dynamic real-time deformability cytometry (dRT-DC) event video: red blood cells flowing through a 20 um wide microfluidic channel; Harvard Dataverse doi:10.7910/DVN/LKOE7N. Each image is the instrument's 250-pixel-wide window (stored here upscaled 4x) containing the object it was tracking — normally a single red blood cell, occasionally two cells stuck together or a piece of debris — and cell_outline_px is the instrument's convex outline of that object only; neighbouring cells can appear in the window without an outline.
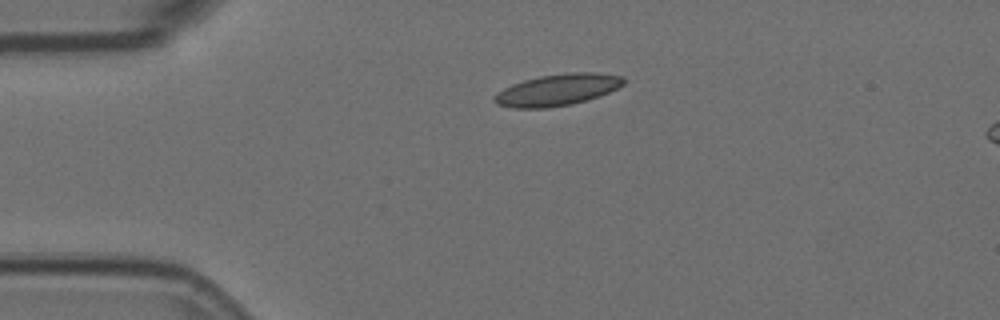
{"species": "Egyptian fruit bat (a non-hibernating species)", "species_latin": "Rousettus aegyptiacus", "temperature_condition": "room temperature", "stored_images_in_passage": 2, "camera_frame_rate_fps": 3000, "um_per_image_px": 0.085, "animal": {"sex": "female"}, "frame": {"image": 1, "passage_image": 2, "time_ms": 0.333, "image_size_px": [1000, 320], "cell_outline_px": [[624, 84], [600, 96], [572, 104], [548, 108], [512, 108], [496, 104], [492, 100], [492, 96], [504, 88], [512, 84], [524, 80], [540, 76], [568, 72], [596, 72], [624, 76]], "centroid_in_image_um": [47.36, 7.64], "position_along_channel_um": 37.6, "area_um2": 23.93}}